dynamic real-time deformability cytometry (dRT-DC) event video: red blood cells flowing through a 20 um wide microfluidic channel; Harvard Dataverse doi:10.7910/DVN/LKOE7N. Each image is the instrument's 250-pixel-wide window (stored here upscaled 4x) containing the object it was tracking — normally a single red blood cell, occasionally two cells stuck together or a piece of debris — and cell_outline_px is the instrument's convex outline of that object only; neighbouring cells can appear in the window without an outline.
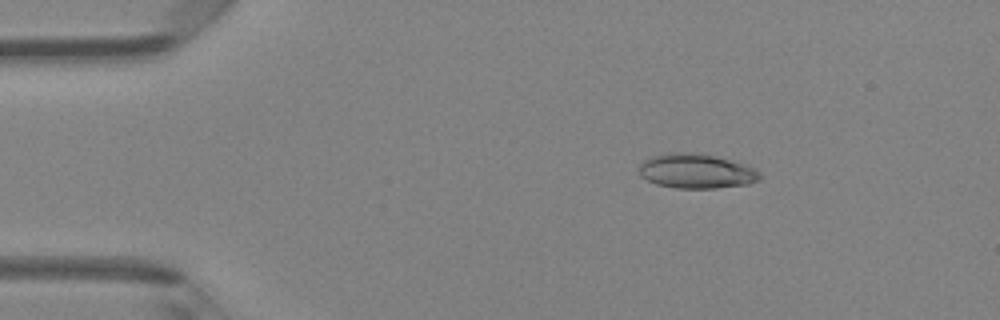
{"species": "Egyptian fruit bat (a non-hibernating species)", "species_latin": "Rousettus aegyptiacus", "temperature_condition": "room temperature", "stored_images_in_passage": 48, "camera_frame_rate_fps": 3000, "um_per_image_px": 0.085, "animal": {"sex": "female"}, "frame": {"image": 1, "passage_image": 8, "time_ms": 2.333, "image_size_px": [1000, 320], "cell_outline_px": [[760, 180], [748, 184], [716, 188], [676, 188], [656, 184], [640, 176], [640, 164], [644, 160], [652, 156], [668, 152], [688, 152], [716, 156], [744, 164], [756, 168], [760, 172]], "centroid_in_image_um": [59.2, 14.54], "position_along_channel_um": 25.8, "area_um2": 24.39}}
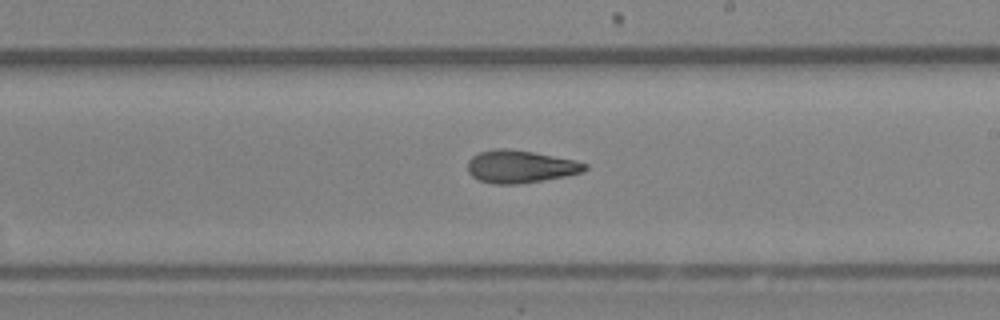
{"frame": {"image": 2, "passage_image": 28, "time_ms": 9.0, "image_size_px": [1000, 320], "cell_outline_px": [[588, 168], [584, 172], [544, 180], [516, 184], [492, 184], [480, 180], [472, 176], [468, 172], [468, 160], [472, 156], [480, 152], [496, 148], [508, 148], [532, 152], [576, 160], [588, 164]], "centroid_in_image_um": [44.23, 14.16], "position_along_channel_um": 244.8, "area_um2": 22.31}}
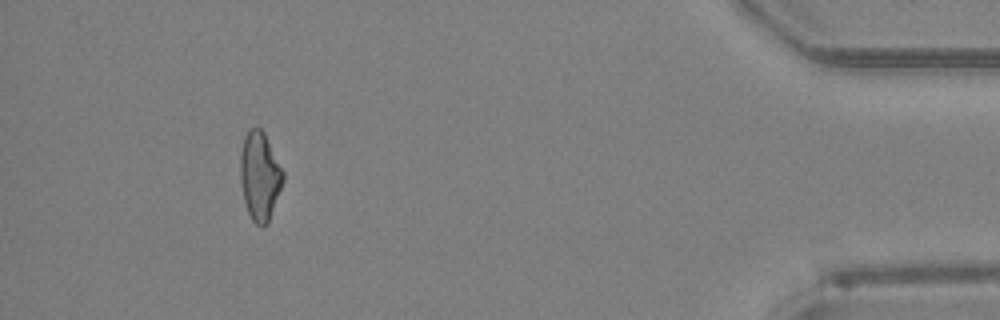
{"frame": {"image": 3, "passage_image": 44, "time_ms": 14.333, "image_size_px": [1000, 320], "cell_outline_px": [[284, 180], [268, 224], [264, 228], [260, 228], [252, 220], [248, 212], [244, 200], [240, 180], [240, 152], [244, 136], [248, 128], [260, 128], [264, 132], [284, 172]], "centroid_in_image_um": [22.08, 14.98], "position_along_channel_um": 413.1, "area_um2": 22.31}, "authors_computed_cell_mechanics": {"area_um2": 22.5131, "velocity_mm_per_s": 4.2921, "shape_relaxation_time_tau1_ms": 5.5672, "shape_relaxation_time_tau2_ms": 2.9498, "deformation_change_tau1": 0.1584, "deformation_change_tau2": 0.117}}